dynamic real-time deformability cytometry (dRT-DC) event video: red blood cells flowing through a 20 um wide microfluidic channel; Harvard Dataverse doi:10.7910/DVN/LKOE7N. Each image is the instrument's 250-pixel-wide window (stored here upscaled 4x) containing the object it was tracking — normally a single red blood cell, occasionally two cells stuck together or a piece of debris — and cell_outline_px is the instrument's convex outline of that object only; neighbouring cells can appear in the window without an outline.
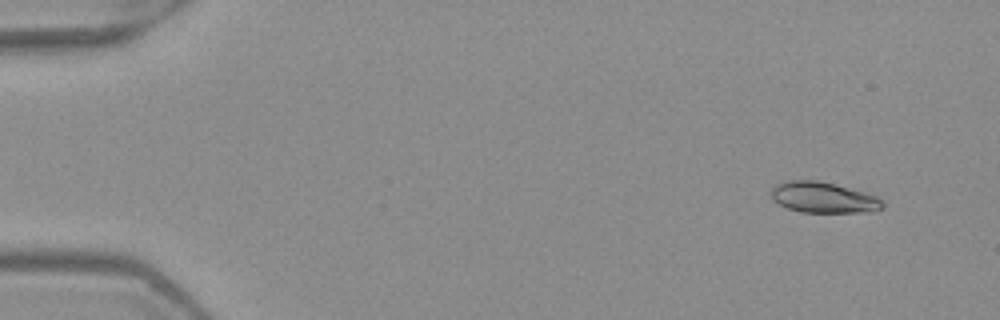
{"species": "Egyptian fruit bat (a non-hibernating species)", "species_latin": "Rousettus aegyptiacus", "temperature_condition": "warm", "stored_images_in_passage": 5, "camera_frame_rate_fps": 3000, "um_per_image_px": 0.085, "frame": {"image": 1, "passage_image": 1, "time_ms": 0.0, "image_size_px": [1000, 320], "cell_outline_px": [[884, 208], [876, 212], [800, 212], [788, 208], [772, 200], [772, 188], [776, 184], [788, 180], [816, 180], [864, 192], [876, 196], [884, 200]], "centroid_in_image_um": [70.02, 16.8], "position_along_channel_um": 15.0, "area_um2": 20.0}}
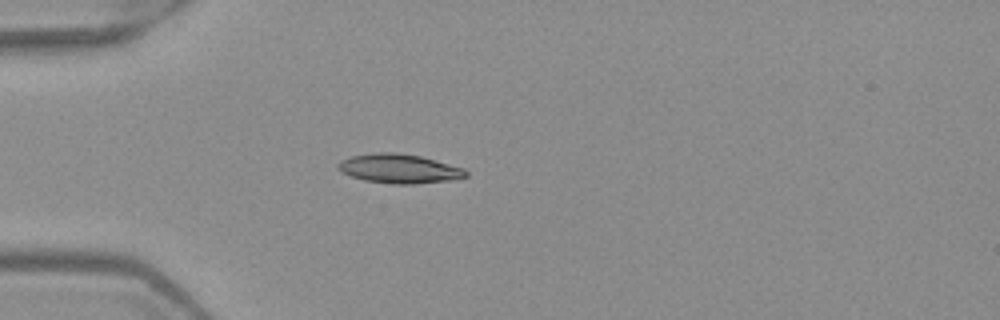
{"frame": {"image": 2, "passage_image": 4, "time_ms": 1.0, "image_size_px": [1000, 320], "cell_outline_px": [[468, 176], [452, 180], [416, 184], [392, 184], [364, 180], [340, 172], [336, 168], [336, 164], [340, 160], [352, 156], [376, 152], [396, 152], [420, 156], [464, 168], [468, 172]], "centroid_in_image_um": [33.91, 14.34], "position_along_channel_um": 51.1, "area_um2": 21.91}}